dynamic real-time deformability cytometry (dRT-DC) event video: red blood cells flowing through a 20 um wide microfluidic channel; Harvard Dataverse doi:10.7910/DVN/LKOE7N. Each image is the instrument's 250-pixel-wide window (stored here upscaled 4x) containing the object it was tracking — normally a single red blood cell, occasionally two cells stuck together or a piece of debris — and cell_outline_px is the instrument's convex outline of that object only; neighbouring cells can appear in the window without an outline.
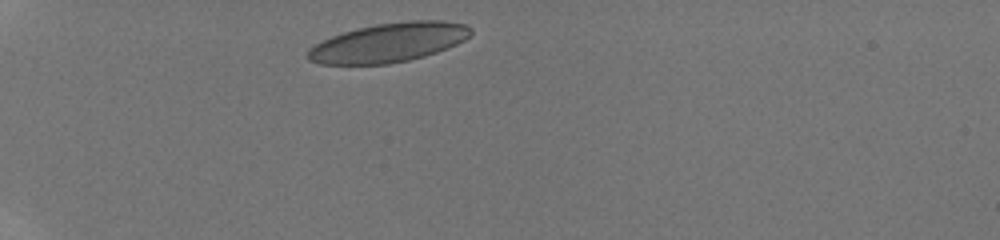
{"species": "human", "species_latin": "Homo sapiens", "temperature_condition": "room temperature", "stored_images_in_passage": 9, "camera_frame_rate_fps": 3000, "um_per_image_px": 0.085, "donor": {"sex": "male"}, "frame": {"image": 1, "passage_image": 1, "time_ms": 0.0, "image_size_px": [1000, 240], "cell_outline_px": [[472, 32], [464, 40], [448, 48], [424, 56], [408, 60], [388, 64], [320, 64], [308, 60], [308, 52], [316, 44], [332, 36], [344, 32], [376, 24], [412, 20], [444, 20], [468, 24], [472, 28]], "centroid_in_image_um": [33.1, 3.61], "position_along_channel_um": 51.9, "area_um2": 36.93}}
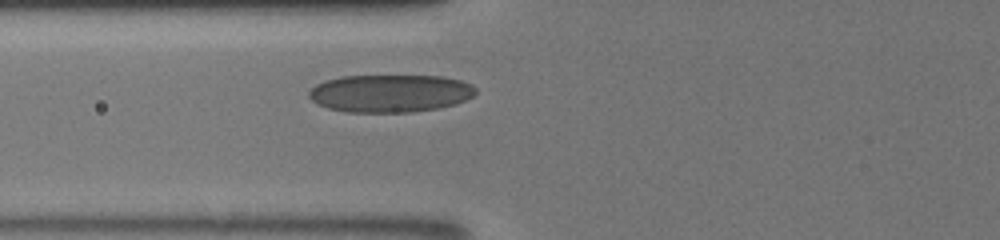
{"frame": {"image": 2, "passage_image": 7, "time_ms": 2.0, "image_size_px": [1000, 240], "cell_outline_px": [[476, 92], [472, 96], [456, 104], [440, 108], [412, 112], [348, 112], [328, 108], [316, 104], [308, 96], [308, 92], [316, 84], [324, 80], [344, 76], [444, 76], [460, 80], [472, 84], [476, 88]], "centroid_in_image_um": [33.16, 7.93], "position_along_channel_um": 92.6, "area_um2": 36.82}}
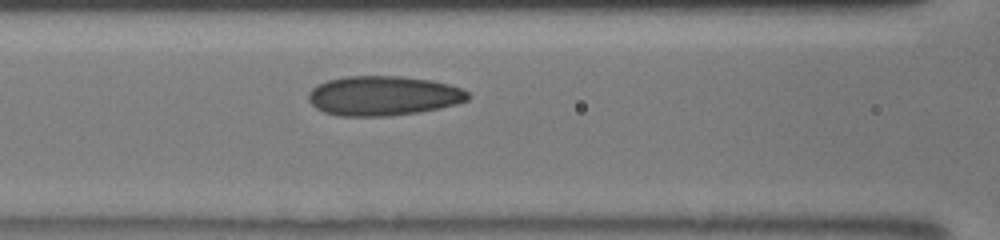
{"frame": {"image": 3, "passage_image": 9, "time_ms": 3.0, "image_size_px": [1000, 240], "cell_outline_px": [[472, 96], [468, 100], [456, 104], [440, 108], [416, 112], [388, 116], [340, 116], [324, 112], [316, 108], [308, 100], [308, 92], [316, 84], [328, 80], [344, 76], [400, 76], [432, 80], [464, 88]], "centroid_in_image_um": [32.58, 8.13], "position_along_channel_um": 134.0, "area_um2": 37.11}}